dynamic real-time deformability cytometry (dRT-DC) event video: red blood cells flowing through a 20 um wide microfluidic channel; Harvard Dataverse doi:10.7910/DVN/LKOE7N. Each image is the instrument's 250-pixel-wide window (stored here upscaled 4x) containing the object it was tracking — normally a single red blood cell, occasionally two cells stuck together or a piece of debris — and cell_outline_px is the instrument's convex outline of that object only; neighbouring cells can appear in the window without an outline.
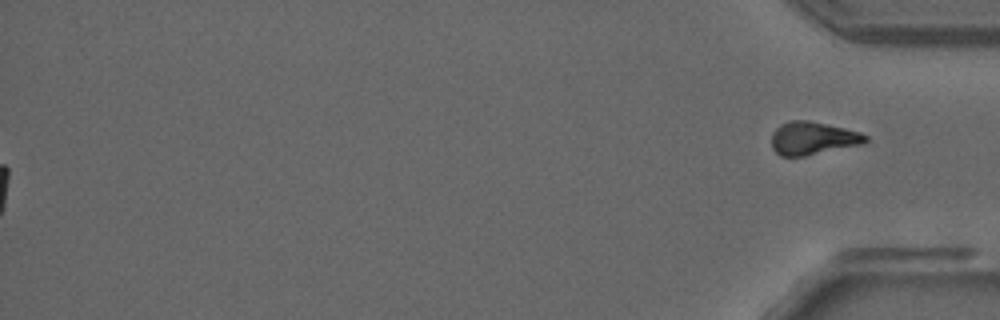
{"species": "common noctule bat (a hibernating species)", "species_latin": "Nyctalus noctula", "temperature_condition": "room temperature", "stored_images_in_passage": 54, "segment_of_instrument_passage": [2, 2], "camera_frame_rate_fps": 3000, "um_per_image_px": 0.085, "animal": {"sex": "male", "forearm_length_mm": 52.5}, "frame": {"image": 1, "passage_image": 54, "time_ms": 17.667, "image_size_px": [1000, 320], "cell_outline_px": [[868, 140], [864, 144], [804, 156], [780, 156], [772, 148], [772, 132], [780, 124], [792, 120], [808, 120], [844, 128], [860, 132], [868, 136]], "centroid_in_image_um": [69.09, 11.75], "position_along_channel_um": 366.1, "area_um2": 18.09}}